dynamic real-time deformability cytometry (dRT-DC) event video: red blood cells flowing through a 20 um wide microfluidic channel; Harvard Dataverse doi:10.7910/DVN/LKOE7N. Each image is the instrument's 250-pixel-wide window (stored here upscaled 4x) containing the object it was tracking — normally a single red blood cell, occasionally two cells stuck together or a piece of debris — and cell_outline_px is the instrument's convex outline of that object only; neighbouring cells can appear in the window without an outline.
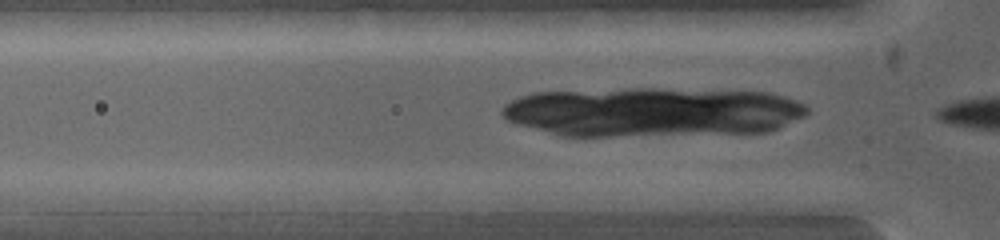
{"species": "common noctule bat (a hibernating species)", "species_latin": "Nyctalus noctula", "temperature_condition": "warm", "stored_images_in_passage": 5, "camera_frame_rate_fps": 5000, "um_per_image_px": 0.085, "animal": {"sex": "female", "body_mass_g": 19.0, "forearm_length_mm": 53.3}, "frame": {"image": 1, "passage_image": 2, "time_ms": 0.4, "image_size_px": [1000, 240], "cell_outline_px": [[580, 200], [572, 212], [496, 212], [492, 200], [516, 192], [556, 192]], "centroid_in_image_um": [45.51, 17.23], "position_along_channel_um": 80.3, "area_um2": 10.81}}